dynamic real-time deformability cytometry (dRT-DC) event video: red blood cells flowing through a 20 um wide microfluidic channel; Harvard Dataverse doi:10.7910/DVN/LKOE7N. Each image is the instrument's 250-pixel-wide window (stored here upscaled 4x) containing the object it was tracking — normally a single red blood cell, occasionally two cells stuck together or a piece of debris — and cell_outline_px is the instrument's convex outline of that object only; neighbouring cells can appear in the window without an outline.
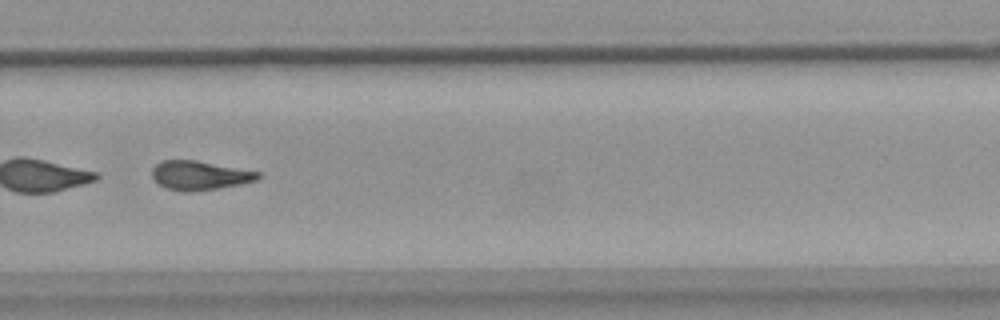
{"species": "common noctule bat (a hibernating species)", "species_latin": "Nyctalus noctula", "temperature_condition": "warm", "stored_images_in_passage": 53, "segment_of_instrument_passage": [2, 2], "camera_frame_rate_fps": 3000, "um_per_image_px": 0.085, "animal": {"sex": "female", "body_mass_g": 18.4}, "frame": {"image": 1, "passage_image": 37, "time_ms": 12.0, "image_size_px": [1000, 320], "cell_outline_px": [[260, 176], [256, 180], [244, 184], [188, 192], [184, 192], [164, 188], [152, 176], [152, 168], [160, 160], [196, 160], [260, 172]], "centroid_in_image_um": [16.96, 14.91], "position_along_channel_um": 312.8, "area_um2": 17.92}}